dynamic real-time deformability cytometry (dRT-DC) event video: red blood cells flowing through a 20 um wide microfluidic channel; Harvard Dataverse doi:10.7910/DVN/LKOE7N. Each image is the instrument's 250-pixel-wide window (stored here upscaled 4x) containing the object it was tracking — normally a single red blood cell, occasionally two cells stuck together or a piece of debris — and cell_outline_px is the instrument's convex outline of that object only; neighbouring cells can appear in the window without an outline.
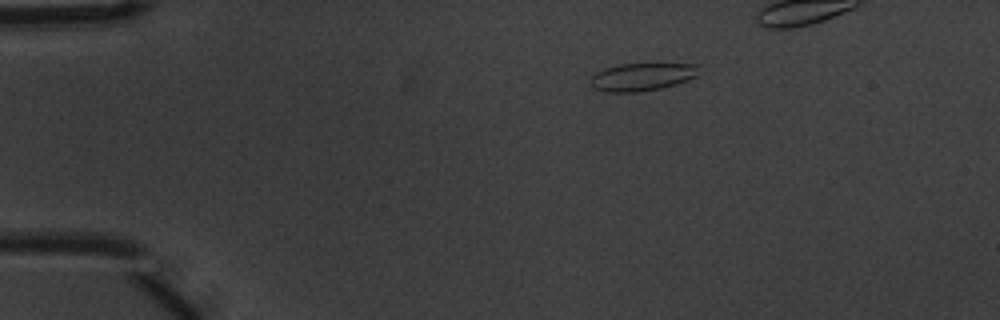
{"species": "common noctule bat (a hibernating species)", "species_latin": "Nyctalus noctula", "temperature_condition": "warm", "stored_images_in_passage": 8, "camera_frame_rate_fps": 3000, "um_per_image_px": 0.085, "animal": {"sex": "male", "body_mass_g": 20.1, "forearm_length_mm": 53.5}, "frame": {"image": 1, "passage_image": 1, "time_ms": 0.0, "image_size_px": [1000, 320], "cell_outline_px": [[696, 76], [676, 84], [660, 88], [636, 92], [608, 92], [592, 88], [588, 80], [596, 72], [604, 68], [620, 64], [696, 64]], "centroid_in_image_um": [54.47, 6.54], "position_along_channel_um": 30.5, "area_um2": 17.34}}
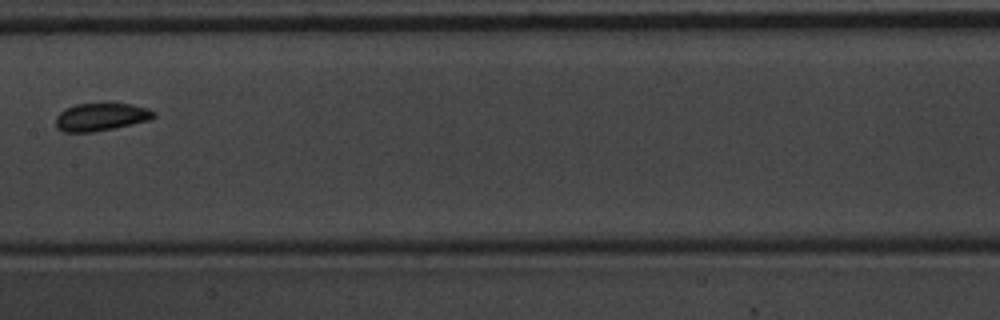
{"frame": {"image": 2, "passage_image": 7, "time_ms": 2.0, "image_size_px": [1000, 320], "cell_outline_px": [[156, 116], [152, 120], [92, 132], [64, 132], [56, 128], [56, 116], [64, 108], [76, 104], [132, 104], [148, 108], [156, 112]], "centroid_in_image_um": [8.59, 9.94], "position_along_channel_um": 198.8, "area_um2": 15.9}}
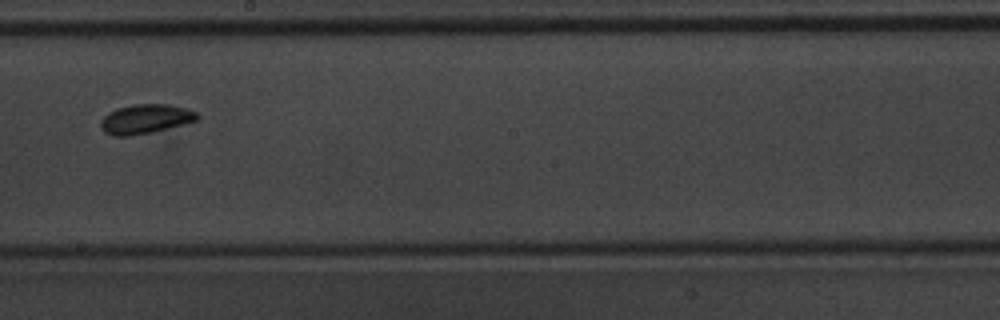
{"frame": {"image": 3, "passage_image": 8, "time_ms": 2.333, "image_size_px": [1000, 320], "cell_outline_px": [[200, 116], [196, 120], [184, 124], [132, 136], [112, 136], [104, 132], [100, 128], [100, 120], [108, 112], [116, 108], [132, 104], [168, 104], [188, 108], [196, 112]], "centroid_in_image_um": [12.32, 10.1], "position_along_channel_um": 235.9, "area_um2": 16.65}}